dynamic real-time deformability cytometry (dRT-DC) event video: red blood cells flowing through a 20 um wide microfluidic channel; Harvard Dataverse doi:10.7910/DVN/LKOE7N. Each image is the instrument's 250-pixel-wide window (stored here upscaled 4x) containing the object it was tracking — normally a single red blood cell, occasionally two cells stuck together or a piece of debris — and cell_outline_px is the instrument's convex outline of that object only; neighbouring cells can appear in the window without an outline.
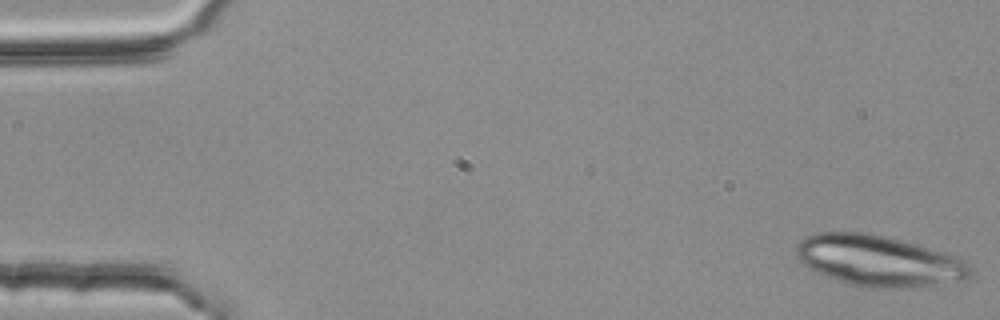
{"species": "common noctule bat (a hibernating species)", "species_latin": "Nyctalus noctula", "temperature_condition": "room temperature", "stored_images_in_passage": 5, "camera_frame_rate_fps": 3000, "um_per_image_px": 0.085, "animal": {"sex": "female", "body_mass_g": 25.1}, "frame": {"image": 1, "passage_image": 1, "time_ms": 0.0, "image_size_px": [1000, 320], "cell_outline_px": [[972, 276], [928, 288], [860, 288], [836, 280], [808, 268], [800, 264], [796, 256], [796, 244], [804, 236], [816, 232], [864, 232], [884, 236], [916, 244], [944, 252], [956, 256], [964, 260], [968, 264], [972, 272]], "centroid_in_image_um": [74.66, 22.19], "position_along_channel_um": 10.3, "area_um2": 52.37}}